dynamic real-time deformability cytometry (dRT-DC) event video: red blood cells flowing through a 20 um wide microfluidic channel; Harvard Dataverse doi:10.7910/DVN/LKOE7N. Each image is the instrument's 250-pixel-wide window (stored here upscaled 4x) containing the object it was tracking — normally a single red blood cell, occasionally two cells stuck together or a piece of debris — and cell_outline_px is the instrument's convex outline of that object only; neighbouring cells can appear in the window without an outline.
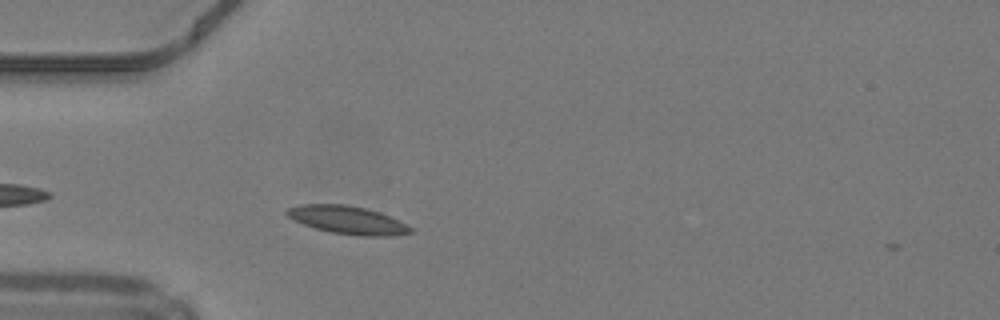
{"species": "common noctule bat (a hibernating species)", "species_latin": "Nyctalus noctula", "temperature_condition": "warm", "stored_images_in_passage": 34, "camera_frame_rate_fps": 3000, "um_per_image_px": 0.085, "animal": {"sex": "male", "body_mass_g": 19.2, "forearm_length_mm": 51.8}, "frame": {"image": 1, "passage_image": 1, "time_ms": 0.0, "image_size_px": [1000, 320], "cell_outline_px": [[416, 232], [392, 236], [360, 236], [332, 232], [316, 228], [292, 220], [284, 212], [288, 208], [300, 204], [344, 204], [364, 208], [380, 212], [412, 228]], "centroid_in_image_um": [29.53, 18.7], "position_along_channel_um": 55.5, "area_um2": 20.06}}
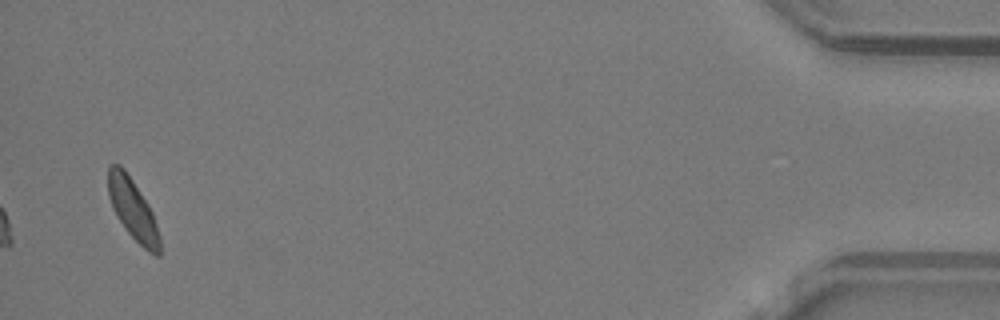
{"frame": {"image": 2, "passage_image": 34, "time_ms": 11.0, "image_size_px": [1000, 320], "cell_outline_px": [[160, 256], [156, 256], [148, 252], [124, 228], [116, 216], [112, 208], [108, 196], [108, 164], [120, 164], [124, 168], [148, 204], [152, 212], [160, 236]], "centroid_in_image_um": [11.27, 17.8], "position_along_channel_um": 423.9, "area_um2": 18.26}, "authors_computed_cell_mechanics": {"area_um2": 18.1203, "velocity_mm_per_s": 4.2057, "shape_relaxation_time_tau1_ms": 3.1952, "shape_relaxation_time_tau2_ms": 2.6378, "deformation_change_tau1": 0.1067, "deformation_change_tau2": 0.0882}}